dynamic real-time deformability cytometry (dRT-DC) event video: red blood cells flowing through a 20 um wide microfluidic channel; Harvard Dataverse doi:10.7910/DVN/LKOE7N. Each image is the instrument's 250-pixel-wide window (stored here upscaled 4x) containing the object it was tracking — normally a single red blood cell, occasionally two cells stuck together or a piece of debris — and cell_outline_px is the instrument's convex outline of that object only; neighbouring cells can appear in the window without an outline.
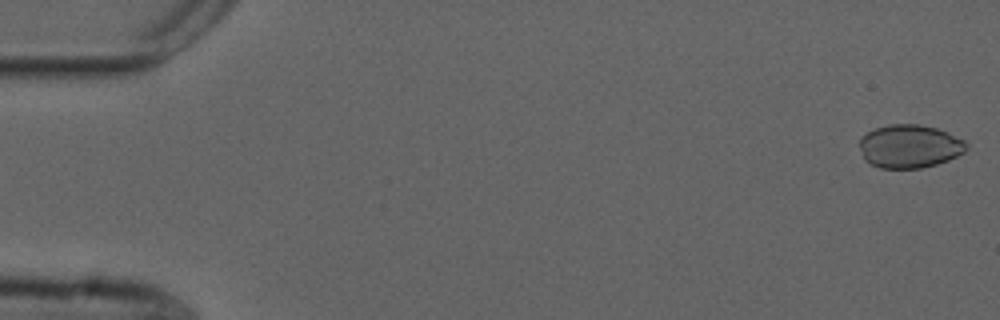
{"species": "common noctule bat (a hibernating species)", "species_latin": "Nyctalus noctula", "temperature_condition": "cold", "stored_images_in_passage": 14, "camera_frame_rate_fps": 3000, "um_per_image_px": 0.085, "animal": {"sex": "male", "forearm_length_mm": 52.5}, "frame": {"image": 1, "passage_image": 1, "time_ms": 0.0, "image_size_px": [1000, 320], "cell_outline_px": [[968, 148], [964, 152], [948, 160], [936, 164], [920, 168], [880, 168], [868, 164], [864, 160], [860, 148], [860, 136], [876, 128], [888, 124], [920, 124], [936, 128], [948, 132], [964, 140], [968, 144]], "centroid_in_image_um": [77.3, 12.43], "position_along_channel_um": 7.7, "area_um2": 27.17}}